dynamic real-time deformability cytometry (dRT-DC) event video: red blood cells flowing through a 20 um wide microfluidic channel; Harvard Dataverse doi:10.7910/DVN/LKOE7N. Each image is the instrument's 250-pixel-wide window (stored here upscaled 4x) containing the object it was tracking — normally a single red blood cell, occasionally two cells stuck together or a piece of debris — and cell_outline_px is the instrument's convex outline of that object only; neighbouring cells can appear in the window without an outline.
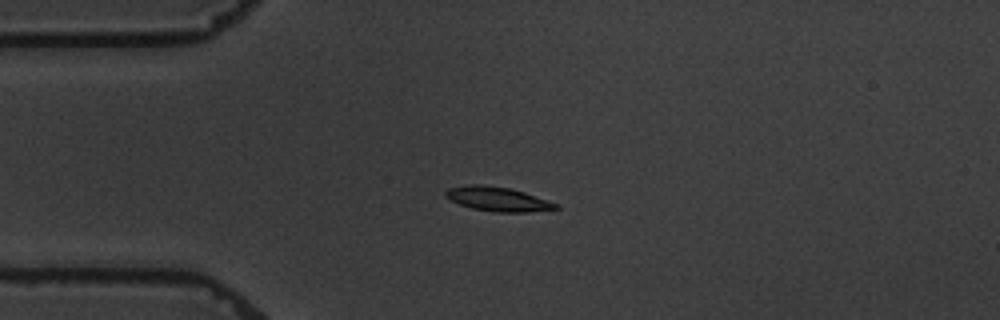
{"species": "common noctule bat (a hibernating species)", "species_latin": "Nyctalus noctula", "temperature_condition": "warm", "stored_images_in_passage": 7, "camera_frame_rate_fps": 3000, "um_per_image_px": 0.085, "animal": {"sex": "male", "body_mass_g": 19.5, "forearm_length_mm": 54.6}, "frame": {"image": 1, "passage_image": 5, "time_ms": 4.667, "image_size_px": [1000, 320], "cell_outline_px": [[560, 208], [528, 212], [492, 212], [472, 208], [460, 204], [444, 196], [444, 192], [448, 188], [468, 184], [484, 184], [508, 188], [524, 192], [560, 204]], "centroid_in_image_um": [42.31, 16.91], "position_along_channel_um": 42.7, "area_um2": 15.66}}